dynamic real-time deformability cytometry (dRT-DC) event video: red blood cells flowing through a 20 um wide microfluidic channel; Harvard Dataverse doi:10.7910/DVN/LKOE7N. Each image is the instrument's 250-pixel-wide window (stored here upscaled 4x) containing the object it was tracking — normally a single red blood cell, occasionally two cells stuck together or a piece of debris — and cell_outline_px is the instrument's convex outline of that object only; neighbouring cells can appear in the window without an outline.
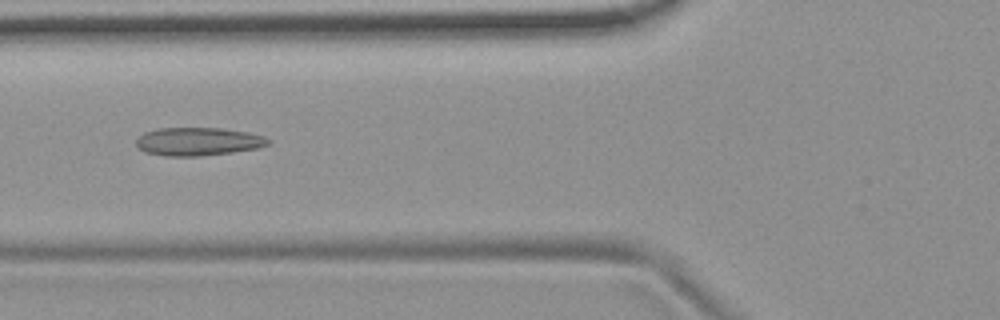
{"species": "common noctule bat (a hibernating species)", "species_latin": "Nyctalus noctula", "temperature_condition": "room temperature", "stored_images_in_passage": 35, "camera_frame_rate_fps": 3000, "um_per_image_px": 0.085, "animal": {"sex": "female", "body_mass_g": 19.9}, "frame": {"image": 1, "passage_image": 7, "time_ms": 2.0, "image_size_px": [1000, 320], "cell_outline_px": [[272, 144], [260, 148], [232, 152], [200, 156], [164, 156], [144, 152], [136, 148], [136, 140], [144, 132], [156, 128], [220, 128], [248, 132], [264, 136], [272, 140]], "centroid_in_image_um": [16.86, 12.03], "position_along_channel_um": 108.9, "area_um2": 22.02}}
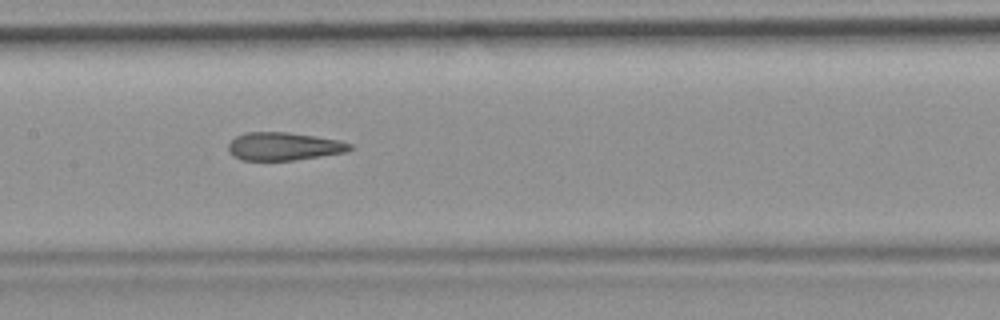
{"frame": {"image": 2, "passage_image": 13, "time_ms": 4.0, "image_size_px": [1000, 320], "cell_outline_px": [[352, 148], [344, 152], [320, 156], [292, 160], [244, 160], [236, 156], [228, 148], [228, 144], [236, 136], [248, 132], [288, 132], [316, 136], [340, 140], [352, 144]], "centroid_in_image_um": [24.15, 12.42], "position_along_channel_um": 183.2, "area_um2": 19.54}}
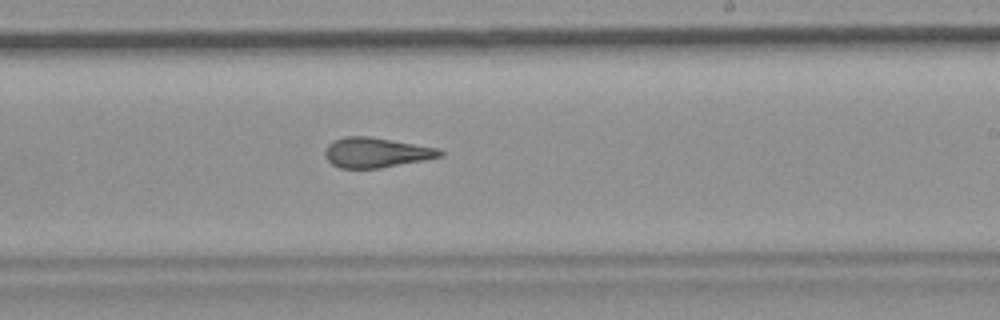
{"frame": {"image": 3, "passage_image": 19, "time_ms": 6.0, "image_size_px": [1000, 320], "cell_outline_px": [[444, 156], [424, 160], [380, 168], [340, 168], [332, 164], [324, 156], [324, 152], [328, 144], [332, 140], [344, 136], [368, 136], [440, 148], [444, 152]], "centroid_in_image_um": [31.97, 12.96], "position_along_channel_um": 257.0, "area_um2": 20.23}, "authors_computed_cell_mechanics": {"area_um2": 20.5768, "velocity_mm_per_s": 3.7085, "shape_relaxation_time_tau1_ms": null, "shape_relaxation_time_tau2_ms": 2.3078, "deformation_change_tau1": null, "deformation_change_tau2": 0.1138}}